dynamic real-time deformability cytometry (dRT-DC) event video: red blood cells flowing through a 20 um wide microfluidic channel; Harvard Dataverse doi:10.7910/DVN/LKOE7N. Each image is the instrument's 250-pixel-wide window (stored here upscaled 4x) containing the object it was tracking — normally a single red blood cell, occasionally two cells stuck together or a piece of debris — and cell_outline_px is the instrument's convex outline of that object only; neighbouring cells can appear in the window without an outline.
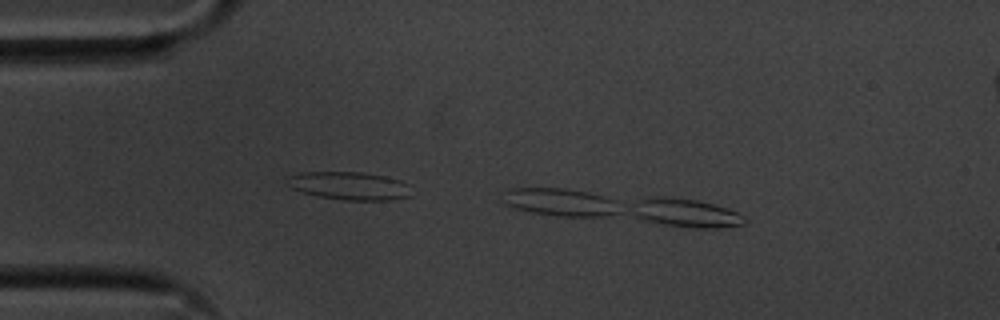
{"species": "common noctule bat (a hibernating species)", "species_latin": "Nyctalus noctula", "temperature_condition": "cold", "stored_images_in_passage": 3, "camera_frame_rate_fps": 3000, "um_per_image_px": 0.085, "animal": {"sex": "male", "body_mass_g": 20.1, "forearm_length_mm": 53.5}, "frame": {"image": 1, "passage_image": 3, "time_ms": 0.667, "image_size_px": [1000, 320], "cell_outline_px": [[748, 220], [744, 224], [716, 228], [692, 228], [664, 224], [644, 220], [636, 216], [632, 212], [640, 200], [652, 196], [660, 196], [696, 200], [728, 208], [744, 216]], "centroid_in_image_um": [58.36, 18.11], "position_along_channel_um": 26.6, "area_um2": 18.38}}